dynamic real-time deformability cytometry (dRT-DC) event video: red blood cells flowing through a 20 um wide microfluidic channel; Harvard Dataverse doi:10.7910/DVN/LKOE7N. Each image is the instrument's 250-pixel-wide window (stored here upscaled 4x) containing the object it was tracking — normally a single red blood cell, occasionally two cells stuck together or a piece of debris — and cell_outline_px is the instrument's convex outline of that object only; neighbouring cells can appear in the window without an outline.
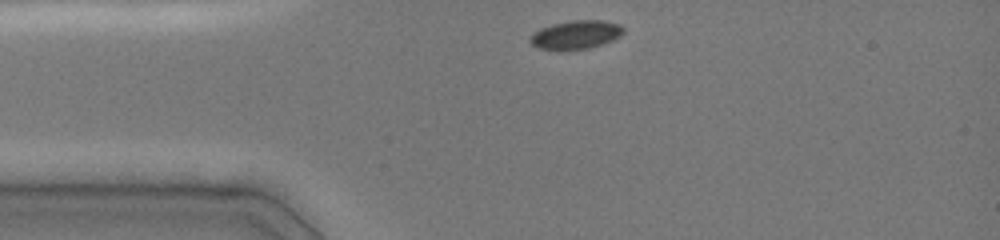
{"species": "common noctule bat (a hibernating species)", "species_latin": "Nyctalus noctula", "temperature_condition": "cold", "stored_images_in_passage": 22, "camera_frame_rate_fps": 3000, "um_per_image_px": 0.085, "animal": {"sex": "female", "body_mass_g": 19.0, "forearm_length_mm": 51.5}, "frame": {"image": 1, "passage_image": 1, "time_ms": 0.0, "image_size_px": [1000, 240], "cell_outline_px": [[624, 32], [620, 36], [612, 40], [588, 48], [536, 48], [528, 40], [540, 28], [552, 24], [572, 20], [604, 20], [620, 24], [624, 28]], "centroid_in_image_um": [48.99, 2.91], "position_along_channel_um": 36.0, "area_um2": 15.09}}
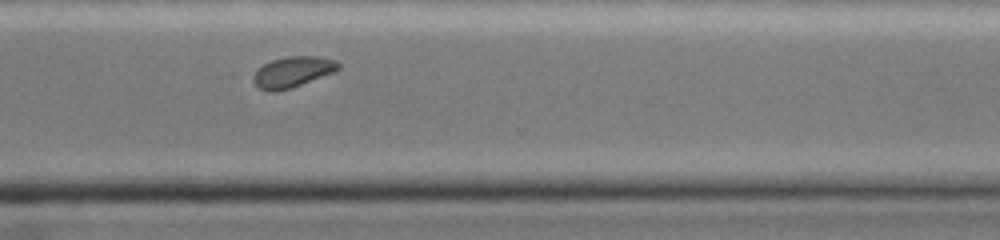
{"frame": {"image": 2, "passage_image": 17, "time_ms": 5.333, "image_size_px": [1000, 240], "cell_outline_px": [[340, 68], [336, 72], [292, 88], [276, 92], [268, 92], [260, 88], [252, 80], [252, 76], [264, 64], [272, 60], [288, 56], [320, 56], [336, 60], [340, 64]], "centroid_in_image_um": [24.92, 6.12], "position_along_channel_um": 345.7, "area_um2": 15.43}}
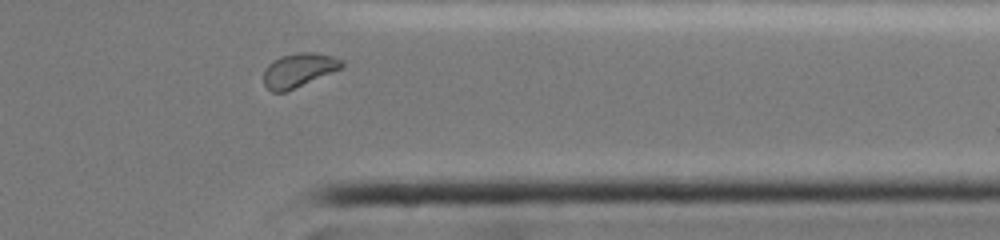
{"frame": {"image": 3, "passage_image": 20, "time_ms": 6.333, "image_size_px": [1000, 240], "cell_outline_px": [[344, 68], [284, 92], [272, 92], [264, 84], [264, 72], [268, 64], [272, 60], [280, 56], [300, 52], [308, 52], [332, 56], [344, 60]], "centroid_in_image_um": [25.41, 5.95], "position_along_channel_um": 386.0, "area_um2": 15.43}}